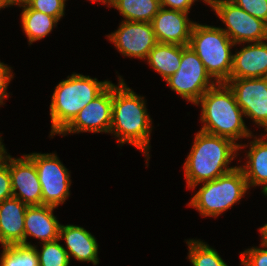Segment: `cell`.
Listing matches in <instances>:
<instances>
[{"instance_id":"1","label":"cell","mask_w":267,"mask_h":266,"mask_svg":"<svg viewBox=\"0 0 267 266\" xmlns=\"http://www.w3.org/2000/svg\"><path fill=\"white\" fill-rule=\"evenodd\" d=\"M119 77V85L113 84L111 134L118 143L135 146L147 156L150 150L151 118L147 113L144 97L138 96Z\"/></svg>"},{"instance_id":"2","label":"cell","mask_w":267,"mask_h":266,"mask_svg":"<svg viewBox=\"0 0 267 266\" xmlns=\"http://www.w3.org/2000/svg\"><path fill=\"white\" fill-rule=\"evenodd\" d=\"M238 145L231 139L198 131L184 163L188 188L223 176L235 167H228L238 153ZM236 152V153H235Z\"/></svg>"},{"instance_id":"3","label":"cell","mask_w":267,"mask_h":266,"mask_svg":"<svg viewBox=\"0 0 267 266\" xmlns=\"http://www.w3.org/2000/svg\"><path fill=\"white\" fill-rule=\"evenodd\" d=\"M201 105L200 131L226 137L238 145V149L246 144H238V139L253 137L243 120V111L236 102L233 91L226 83H217L208 89L195 103Z\"/></svg>"},{"instance_id":"4","label":"cell","mask_w":267,"mask_h":266,"mask_svg":"<svg viewBox=\"0 0 267 266\" xmlns=\"http://www.w3.org/2000/svg\"><path fill=\"white\" fill-rule=\"evenodd\" d=\"M111 82L73 73L55 88L50 103V136L60 134Z\"/></svg>"},{"instance_id":"5","label":"cell","mask_w":267,"mask_h":266,"mask_svg":"<svg viewBox=\"0 0 267 266\" xmlns=\"http://www.w3.org/2000/svg\"><path fill=\"white\" fill-rule=\"evenodd\" d=\"M189 46L216 83H226L230 79L233 59L231 47L236 45L220 27L195 22Z\"/></svg>"},{"instance_id":"6","label":"cell","mask_w":267,"mask_h":266,"mask_svg":"<svg viewBox=\"0 0 267 266\" xmlns=\"http://www.w3.org/2000/svg\"><path fill=\"white\" fill-rule=\"evenodd\" d=\"M202 184L188 206L194 207L204 217L221 215L238 203L249 189L243 171L238 166L231 172Z\"/></svg>"},{"instance_id":"7","label":"cell","mask_w":267,"mask_h":266,"mask_svg":"<svg viewBox=\"0 0 267 266\" xmlns=\"http://www.w3.org/2000/svg\"><path fill=\"white\" fill-rule=\"evenodd\" d=\"M165 82L171 90L183 99L195 104L202 95L217 83L206 71L203 62L193 49L182 46V57L179 69Z\"/></svg>"},{"instance_id":"8","label":"cell","mask_w":267,"mask_h":266,"mask_svg":"<svg viewBox=\"0 0 267 266\" xmlns=\"http://www.w3.org/2000/svg\"><path fill=\"white\" fill-rule=\"evenodd\" d=\"M33 162L38 172L42 189V205L58 207L70 195V174L54 153L26 154Z\"/></svg>"},{"instance_id":"9","label":"cell","mask_w":267,"mask_h":266,"mask_svg":"<svg viewBox=\"0 0 267 266\" xmlns=\"http://www.w3.org/2000/svg\"><path fill=\"white\" fill-rule=\"evenodd\" d=\"M212 9L225 23L221 28L235 45L267 40V23L255 18L230 0H218Z\"/></svg>"},{"instance_id":"10","label":"cell","mask_w":267,"mask_h":266,"mask_svg":"<svg viewBox=\"0 0 267 266\" xmlns=\"http://www.w3.org/2000/svg\"><path fill=\"white\" fill-rule=\"evenodd\" d=\"M226 84L244 116L267 132V77L229 79Z\"/></svg>"},{"instance_id":"11","label":"cell","mask_w":267,"mask_h":266,"mask_svg":"<svg viewBox=\"0 0 267 266\" xmlns=\"http://www.w3.org/2000/svg\"><path fill=\"white\" fill-rule=\"evenodd\" d=\"M113 83L78 112L73 121L60 133H109L112 123Z\"/></svg>"},{"instance_id":"12","label":"cell","mask_w":267,"mask_h":266,"mask_svg":"<svg viewBox=\"0 0 267 266\" xmlns=\"http://www.w3.org/2000/svg\"><path fill=\"white\" fill-rule=\"evenodd\" d=\"M125 57L146 59L157 44L151 23L122 20L115 32L107 35Z\"/></svg>"},{"instance_id":"13","label":"cell","mask_w":267,"mask_h":266,"mask_svg":"<svg viewBox=\"0 0 267 266\" xmlns=\"http://www.w3.org/2000/svg\"><path fill=\"white\" fill-rule=\"evenodd\" d=\"M9 172L13 197L28 206L42 205L38 172L34 162L26 154L23 158H13L9 155Z\"/></svg>"},{"instance_id":"14","label":"cell","mask_w":267,"mask_h":266,"mask_svg":"<svg viewBox=\"0 0 267 266\" xmlns=\"http://www.w3.org/2000/svg\"><path fill=\"white\" fill-rule=\"evenodd\" d=\"M188 14L161 7L151 21L157 43L188 46L195 24L189 20Z\"/></svg>"},{"instance_id":"15","label":"cell","mask_w":267,"mask_h":266,"mask_svg":"<svg viewBox=\"0 0 267 266\" xmlns=\"http://www.w3.org/2000/svg\"><path fill=\"white\" fill-rule=\"evenodd\" d=\"M56 207L48 205L28 206L24 221V245L34 246L27 242L31 236L39 239L42 243L59 239V224L53 211Z\"/></svg>"},{"instance_id":"16","label":"cell","mask_w":267,"mask_h":266,"mask_svg":"<svg viewBox=\"0 0 267 266\" xmlns=\"http://www.w3.org/2000/svg\"><path fill=\"white\" fill-rule=\"evenodd\" d=\"M267 77V40L252 42L233 55L230 79Z\"/></svg>"},{"instance_id":"17","label":"cell","mask_w":267,"mask_h":266,"mask_svg":"<svg viewBox=\"0 0 267 266\" xmlns=\"http://www.w3.org/2000/svg\"><path fill=\"white\" fill-rule=\"evenodd\" d=\"M28 205L11 197L0 202V243L24 245V221Z\"/></svg>"},{"instance_id":"18","label":"cell","mask_w":267,"mask_h":266,"mask_svg":"<svg viewBox=\"0 0 267 266\" xmlns=\"http://www.w3.org/2000/svg\"><path fill=\"white\" fill-rule=\"evenodd\" d=\"M64 239L69 260L74 257L80 262L99 263L98 243L96 238L86 229L75 225H61L59 240Z\"/></svg>"},{"instance_id":"19","label":"cell","mask_w":267,"mask_h":266,"mask_svg":"<svg viewBox=\"0 0 267 266\" xmlns=\"http://www.w3.org/2000/svg\"><path fill=\"white\" fill-rule=\"evenodd\" d=\"M263 136H255L250 141L249 151L246 152L248 161L238 167L243 171L248 187L263 185L262 192L267 196V135Z\"/></svg>"},{"instance_id":"20","label":"cell","mask_w":267,"mask_h":266,"mask_svg":"<svg viewBox=\"0 0 267 266\" xmlns=\"http://www.w3.org/2000/svg\"><path fill=\"white\" fill-rule=\"evenodd\" d=\"M13 5L23 8L21 23L29 45L47 36L57 26L59 20L56 17L31 9L23 0H15Z\"/></svg>"},{"instance_id":"21","label":"cell","mask_w":267,"mask_h":266,"mask_svg":"<svg viewBox=\"0 0 267 266\" xmlns=\"http://www.w3.org/2000/svg\"><path fill=\"white\" fill-rule=\"evenodd\" d=\"M181 57L182 45L157 43L146 60L166 80L179 69Z\"/></svg>"},{"instance_id":"22","label":"cell","mask_w":267,"mask_h":266,"mask_svg":"<svg viewBox=\"0 0 267 266\" xmlns=\"http://www.w3.org/2000/svg\"><path fill=\"white\" fill-rule=\"evenodd\" d=\"M125 21L151 23L161 8L160 0H112Z\"/></svg>"},{"instance_id":"23","label":"cell","mask_w":267,"mask_h":266,"mask_svg":"<svg viewBox=\"0 0 267 266\" xmlns=\"http://www.w3.org/2000/svg\"><path fill=\"white\" fill-rule=\"evenodd\" d=\"M0 266H39L38 255L34 246H4Z\"/></svg>"},{"instance_id":"24","label":"cell","mask_w":267,"mask_h":266,"mask_svg":"<svg viewBox=\"0 0 267 266\" xmlns=\"http://www.w3.org/2000/svg\"><path fill=\"white\" fill-rule=\"evenodd\" d=\"M188 258L193 266H228L218 252L200 240H187Z\"/></svg>"},{"instance_id":"25","label":"cell","mask_w":267,"mask_h":266,"mask_svg":"<svg viewBox=\"0 0 267 266\" xmlns=\"http://www.w3.org/2000/svg\"><path fill=\"white\" fill-rule=\"evenodd\" d=\"M59 241L57 239L43 243L41 251L34 246L38 255L39 266H69L70 260L67 251Z\"/></svg>"},{"instance_id":"26","label":"cell","mask_w":267,"mask_h":266,"mask_svg":"<svg viewBox=\"0 0 267 266\" xmlns=\"http://www.w3.org/2000/svg\"><path fill=\"white\" fill-rule=\"evenodd\" d=\"M31 9L40 11L47 15L56 17L58 20L63 17L66 0H23Z\"/></svg>"},{"instance_id":"27","label":"cell","mask_w":267,"mask_h":266,"mask_svg":"<svg viewBox=\"0 0 267 266\" xmlns=\"http://www.w3.org/2000/svg\"><path fill=\"white\" fill-rule=\"evenodd\" d=\"M261 248L252 247L240 253L241 264L245 266H267V243L261 242Z\"/></svg>"},{"instance_id":"28","label":"cell","mask_w":267,"mask_h":266,"mask_svg":"<svg viewBox=\"0 0 267 266\" xmlns=\"http://www.w3.org/2000/svg\"><path fill=\"white\" fill-rule=\"evenodd\" d=\"M244 11L267 23V0H230Z\"/></svg>"},{"instance_id":"29","label":"cell","mask_w":267,"mask_h":266,"mask_svg":"<svg viewBox=\"0 0 267 266\" xmlns=\"http://www.w3.org/2000/svg\"><path fill=\"white\" fill-rule=\"evenodd\" d=\"M13 197L9 172V154L0 162V202Z\"/></svg>"},{"instance_id":"30","label":"cell","mask_w":267,"mask_h":266,"mask_svg":"<svg viewBox=\"0 0 267 266\" xmlns=\"http://www.w3.org/2000/svg\"><path fill=\"white\" fill-rule=\"evenodd\" d=\"M12 74L11 67H8L3 62H0V105H3L4 99L9 97L6 90L11 79H13Z\"/></svg>"},{"instance_id":"31","label":"cell","mask_w":267,"mask_h":266,"mask_svg":"<svg viewBox=\"0 0 267 266\" xmlns=\"http://www.w3.org/2000/svg\"><path fill=\"white\" fill-rule=\"evenodd\" d=\"M194 2L195 0H160V5L162 8L169 7L170 10L188 13Z\"/></svg>"},{"instance_id":"32","label":"cell","mask_w":267,"mask_h":266,"mask_svg":"<svg viewBox=\"0 0 267 266\" xmlns=\"http://www.w3.org/2000/svg\"><path fill=\"white\" fill-rule=\"evenodd\" d=\"M260 234L262 236V240L265 241V243H267V224H265L264 226L259 228Z\"/></svg>"},{"instance_id":"33","label":"cell","mask_w":267,"mask_h":266,"mask_svg":"<svg viewBox=\"0 0 267 266\" xmlns=\"http://www.w3.org/2000/svg\"><path fill=\"white\" fill-rule=\"evenodd\" d=\"M14 1L13 0H0V9L13 6Z\"/></svg>"},{"instance_id":"34","label":"cell","mask_w":267,"mask_h":266,"mask_svg":"<svg viewBox=\"0 0 267 266\" xmlns=\"http://www.w3.org/2000/svg\"><path fill=\"white\" fill-rule=\"evenodd\" d=\"M1 141H2V138L0 137V162L4 159V157L7 153V151H6L4 145L2 144Z\"/></svg>"},{"instance_id":"35","label":"cell","mask_w":267,"mask_h":266,"mask_svg":"<svg viewBox=\"0 0 267 266\" xmlns=\"http://www.w3.org/2000/svg\"><path fill=\"white\" fill-rule=\"evenodd\" d=\"M196 1V0H195ZM198 1V0H197ZM218 0H203L204 3L208 4L209 6L213 7L215 5V3Z\"/></svg>"},{"instance_id":"36","label":"cell","mask_w":267,"mask_h":266,"mask_svg":"<svg viewBox=\"0 0 267 266\" xmlns=\"http://www.w3.org/2000/svg\"><path fill=\"white\" fill-rule=\"evenodd\" d=\"M92 2H97V1H102V3L103 4H107L108 5V7H110L111 6V4H112V0H91Z\"/></svg>"}]
</instances>
